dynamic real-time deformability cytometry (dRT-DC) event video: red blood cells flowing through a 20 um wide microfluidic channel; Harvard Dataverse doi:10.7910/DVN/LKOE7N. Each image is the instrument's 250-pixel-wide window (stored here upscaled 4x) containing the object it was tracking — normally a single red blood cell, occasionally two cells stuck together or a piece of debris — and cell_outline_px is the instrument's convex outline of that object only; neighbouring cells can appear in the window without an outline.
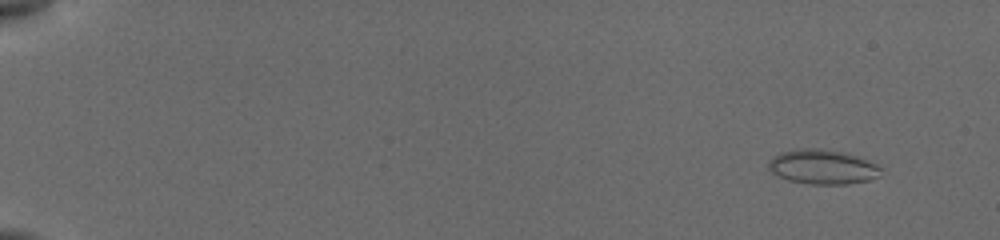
{"species": "common noctule bat (a hibernating species)", "species_latin": "Nyctalus noctula", "temperature_condition": "cold", "stored_images_in_passage": 28, "camera_frame_rate_fps": 3000, "um_per_image_px": 0.085, "animal": {"sex": "female", "body_mass_g": 19.5, "forearm_length_mm": 54.1}, "frame": {"image": 1, "passage_image": 7, "time_ms": 1.333, "image_size_px": [1000, 240], "cell_outline_px": [[884, 168], [880, 176], [868, 180], [848, 184], [812, 184], [788, 180], [772, 172], [768, 168], [768, 160], [772, 156], [780, 152], [804, 148], [820, 148], [848, 152], [868, 160]], "centroid_in_image_um": [69.95, 14.17], "position_along_channel_um": 15.0, "area_um2": 22.95}}
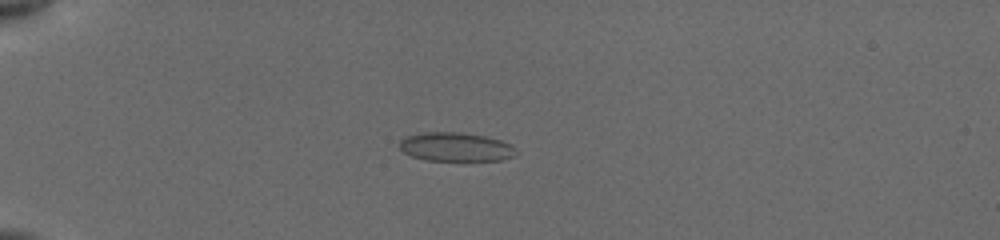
{"frame": {"image": 2, "passage_image": 24, "time_ms": 5.333, "image_size_px": [1000, 240], "cell_outline_px": [[520, 152], [516, 156], [500, 160], [428, 160], [412, 156], [404, 152], [400, 148], [400, 140], [404, 136], [424, 132], [460, 132], [484, 136], [500, 140], [512, 144]], "centroid_in_image_um": [38.78, 12.48], "position_along_channel_um": 46.2, "area_um2": 19.71}}
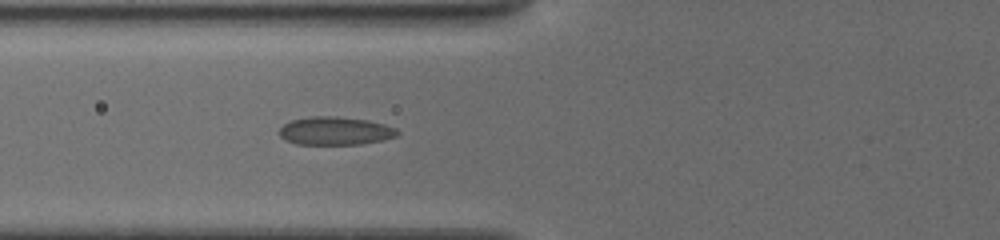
{"frame": {"image": 3, "passage_image": 28, "time_ms": 7.667, "image_size_px": [1000, 240], "cell_outline_px": [[400, 132], [396, 136], [384, 140], [360, 144], [296, 144], [284, 140], [276, 132], [288, 120], [312, 116], [336, 116], [368, 120], [384, 124], [396, 128]], "centroid_in_image_um": [28.45, 11.12], "position_along_channel_um": 97.3, "area_um2": 19.65}}